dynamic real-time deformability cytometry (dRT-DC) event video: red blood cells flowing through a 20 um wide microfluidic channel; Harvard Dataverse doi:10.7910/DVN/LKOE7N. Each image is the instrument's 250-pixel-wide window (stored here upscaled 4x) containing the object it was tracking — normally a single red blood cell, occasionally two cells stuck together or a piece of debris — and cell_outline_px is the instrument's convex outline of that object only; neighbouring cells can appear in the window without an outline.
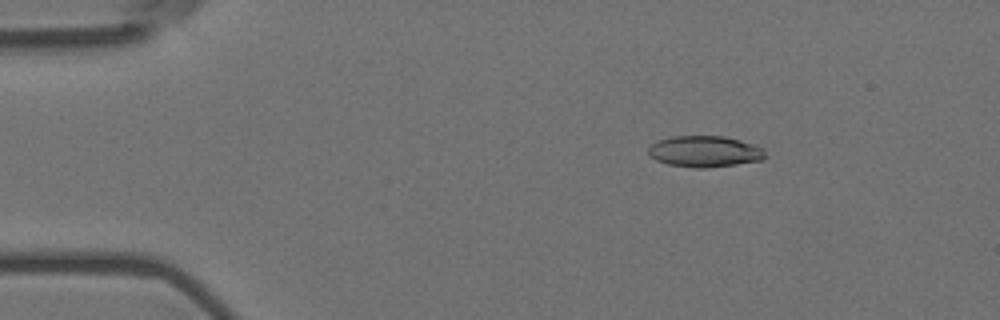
{"species": "Egyptian fruit bat (a non-hibernating species)", "species_latin": "Rousettus aegyptiacus", "temperature_condition": "room temperature", "stored_images_in_passage": 13, "camera_frame_rate_fps": 3000, "um_per_image_px": 0.085, "animal": {"sex": "female"}, "frame": {"image": 1, "passage_image": 3, "time_ms": 0.667, "image_size_px": [1000, 320], "cell_outline_px": [[768, 156], [764, 160], [708, 168], [696, 168], [668, 164], [656, 160], [648, 156], [648, 148], [652, 144], [660, 140], [672, 136], [724, 136], [756, 144], [764, 148]], "centroid_in_image_um": [59.96, 12.88], "position_along_channel_um": 25.0, "area_um2": 21.56}}
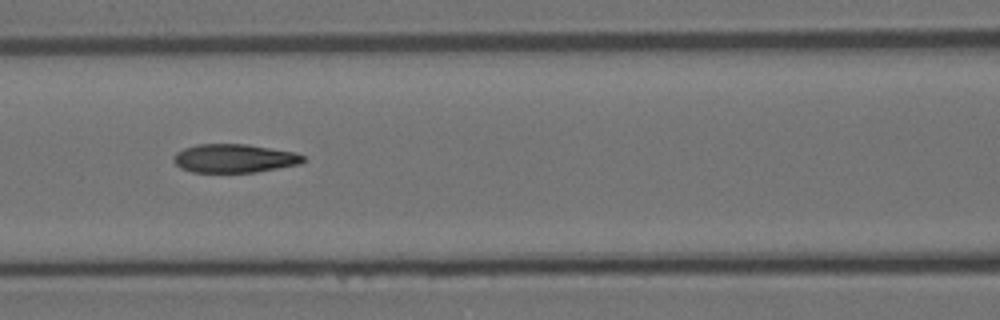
{"frame": {"image": 2, "passage_image": 7, "time_ms": 2.0, "image_size_px": [1000, 320], "cell_outline_px": [[304, 160], [300, 164], [256, 172], [192, 172], [180, 168], [172, 160], [172, 156], [176, 152], [184, 148], [196, 144], [248, 144], [292, 152], [304, 156]], "centroid_in_image_um": [19.85, 13.46], "position_along_channel_um": 146.7, "area_um2": 21.56}}
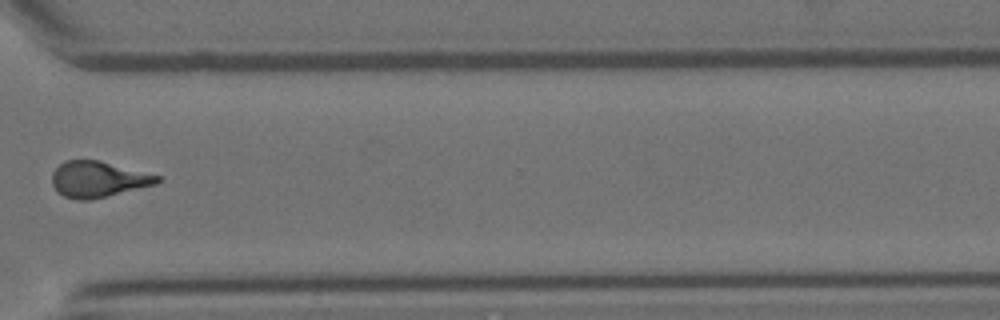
{"frame": {"image": 3, "passage_image": 12, "time_ms": 3.667, "image_size_px": [1000, 320], "cell_outline_px": [[160, 180], [156, 184], [92, 200], [76, 200], [64, 196], [56, 192], [52, 184], [52, 172], [64, 160], [100, 160], [160, 176]], "centroid_in_image_um": [8.3, 15.24], "position_along_channel_um": 362.3, "area_um2": 22.14}}